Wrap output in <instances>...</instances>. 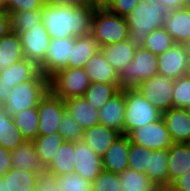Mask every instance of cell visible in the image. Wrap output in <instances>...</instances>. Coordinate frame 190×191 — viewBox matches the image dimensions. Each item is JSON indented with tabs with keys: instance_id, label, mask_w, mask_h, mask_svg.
<instances>
[{
	"instance_id": "7c38bea8",
	"label": "cell",
	"mask_w": 190,
	"mask_h": 191,
	"mask_svg": "<svg viewBox=\"0 0 190 191\" xmlns=\"http://www.w3.org/2000/svg\"><path fill=\"white\" fill-rule=\"evenodd\" d=\"M40 73L39 67L24 58L0 71V101L5 102L10 91L25 81L33 80Z\"/></svg>"
},
{
	"instance_id": "1f68e13d",
	"label": "cell",
	"mask_w": 190,
	"mask_h": 191,
	"mask_svg": "<svg viewBox=\"0 0 190 191\" xmlns=\"http://www.w3.org/2000/svg\"><path fill=\"white\" fill-rule=\"evenodd\" d=\"M120 90V85L93 82L87 87L83 97L92 107L100 110Z\"/></svg>"
},
{
	"instance_id": "8992f818",
	"label": "cell",
	"mask_w": 190,
	"mask_h": 191,
	"mask_svg": "<svg viewBox=\"0 0 190 191\" xmlns=\"http://www.w3.org/2000/svg\"><path fill=\"white\" fill-rule=\"evenodd\" d=\"M125 102L124 135L162 117L137 89H125Z\"/></svg>"
},
{
	"instance_id": "836d02e7",
	"label": "cell",
	"mask_w": 190,
	"mask_h": 191,
	"mask_svg": "<svg viewBox=\"0 0 190 191\" xmlns=\"http://www.w3.org/2000/svg\"><path fill=\"white\" fill-rule=\"evenodd\" d=\"M36 180L37 174L12 168L3 176L6 191H33Z\"/></svg>"
},
{
	"instance_id": "d6986e66",
	"label": "cell",
	"mask_w": 190,
	"mask_h": 191,
	"mask_svg": "<svg viewBox=\"0 0 190 191\" xmlns=\"http://www.w3.org/2000/svg\"><path fill=\"white\" fill-rule=\"evenodd\" d=\"M190 170V144L173 143L168 148L167 186Z\"/></svg>"
},
{
	"instance_id": "f907efd6",
	"label": "cell",
	"mask_w": 190,
	"mask_h": 191,
	"mask_svg": "<svg viewBox=\"0 0 190 191\" xmlns=\"http://www.w3.org/2000/svg\"><path fill=\"white\" fill-rule=\"evenodd\" d=\"M160 1H162L164 4H166L168 12L182 8L183 0H160Z\"/></svg>"
},
{
	"instance_id": "681fc988",
	"label": "cell",
	"mask_w": 190,
	"mask_h": 191,
	"mask_svg": "<svg viewBox=\"0 0 190 191\" xmlns=\"http://www.w3.org/2000/svg\"><path fill=\"white\" fill-rule=\"evenodd\" d=\"M49 4L56 5H70V6H79L88 2L87 0H45Z\"/></svg>"
},
{
	"instance_id": "30bf717a",
	"label": "cell",
	"mask_w": 190,
	"mask_h": 191,
	"mask_svg": "<svg viewBox=\"0 0 190 191\" xmlns=\"http://www.w3.org/2000/svg\"><path fill=\"white\" fill-rule=\"evenodd\" d=\"M39 112L38 136H46L59 130L60 121L66 111L65 102L50 91L37 106Z\"/></svg>"
},
{
	"instance_id": "ac0fdd59",
	"label": "cell",
	"mask_w": 190,
	"mask_h": 191,
	"mask_svg": "<svg viewBox=\"0 0 190 191\" xmlns=\"http://www.w3.org/2000/svg\"><path fill=\"white\" fill-rule=\"evenodd\" d=\"M162 119L173 143L190 142V119L183 108H170L162 113Z\"/></svg>"
},
{
	"instance_id": "7dc6e473",
	"label": "cell",
	"mask_w": 190,
	"mask_h": 191,
	"mask_svg": "<svg viewBox=\"0 0 190 191\" xmlns=\"http://www.w3.org/2000/svg\"><path fill=\"white\" fill-rule=\"evenodd\" d=\"M170 187L174 191H190V170L175 180Z\"/></svg>"
},
{
	"instance_id": "52a82bcc",
	"label": "cell",
	"mask_w": 190,
	"mask_h": 191,
	"mask_svg": "<svg viewBox=\"0 0 190 191\" xmlns=\"http://www.w3.org/2000/svg\"><path fill=\"white\" fill-rule=\"evenodd\" d=\"M49 91L63 101L83 97L90 81L84 68L65 67L49 78Z\"/></svg>"
},
{
	"instance_id": "3957f363",
	"label": "cell",
	"mask_w": 190,
	"mask_h": 191,
	"mask_svg": "<svg viewBox=\"0 0 190 191\" xmlns=\"http://www.w3.org/2000/svg\"><path fill=\"white\" fill-rule=\"evenodd\" d=\"M129 33L125 17L97 6L92 15L91 36L99 47L126 41Z\"/></svg>"
},
{
	"instance_id": "83f0119b",
	"label": "cell",
	"mask_w": 190,
	"mask_h": 191,
	"mask_svg": "<svg viewBox=\"0 0 190 191\" xmlns=\"http://www.w3.org/2000/svg\"><path fill=\"white\" fill-rule=\"evenodd\" d=\"M24 58L19 34L11 30L0 39V71Z\"/></svg>"
},
{
	"instance_id": "91938a15",
	"label": "cell",
	"mask_w": 190,
	"mask_h": 191,
	"mask_svg": "<svg viewBox=\"0 0 190 191\" xmlns=\"http://www.w3.org/2000/svg\"><path fill=\"white\" fill-rule=\"evenodd\" d=\"M187 50L190 53V41L186 44Z\"/></svg>"
},
{
	"instance_id": "74e56055",
	"label": "cell",
	"mask_w": 190,
	"mask_h": 191,
	"mask_svg": "<svg viewBox=\"0 0 190 191\" xmlns=\"http://www.w3.org/2000/svg\"><path fill=\"white\" fill-rule=\"evenodd\" d=\"M152 153L153 149L130 142L128 168L146 174Z\"/></svg>"
},
{
	"instance_id": "6f0895ef",
	"label": "cell",
	"mask_w": 190,
	"mask_h": 191,
	"mask_svg": "<svg viewBox=\"0 0 190 191\" xmlns=\"http://www.w3.org/2000/svg\"><path fill=\"white\" fill-rule=\"evenodd\" d=\"M185 113L187 114V116L190 119V104H188L185 108H183Z\"/></svg>"
},
{
	"instance_id": "7402d4cb",
	"label": "cell",
	"mask_w": 190,
	"mask_h": 191,
	"mask_svg": "<svg viewBox=\"0 0 190 191\" xmlns=\"http://www.w3.org/2000/svg\"><path fill=\"white\" fill-rule=\"evenodd\" d=\"M119 135L118 131L99 123L84 130L83 141L102 158Z\"/></svg>"
},
{
	"instance_id": "4fadbf2b",
	"label": "cell",
	"mask_w": 190,
	"mask_h": 191,
	"mask_svg": "<svg viewBox=\"0 0 190 191\" xmlns=\"http://www.w3.org/2000/svg\"><path fill=\"white\" fill-rule=\"evenodd\" d=\"M158 74L173 80L187 76L190 53L186 44H174L158 55Z\"/></svg>"
},
{
	"instance_id": "f1b7e54d",
	"label": "cell",
	"mask_w": 190,
	"mask_h": 191,
	"mask_svg": "<svg viewBox=\"0 0 190 191\" xmlns=\"http://www.w3.org/2000/svg\"><path fill=\"white\" fill-rule=\"evenodd\" d=\"M25 142L26 139L14 124L13 118L10 117L4 109L0 110V145L12 151Z\"/></svg>"
},
{
	"instance_id": "603a6c76",
	"label": "cell",
	"mask_w": 190,
	"mask_h": 191,
	"mask_svg": "<svg viewBox=\"0 0 190 191\" xmlns=\"http://www.w3.org/2000/svg\"><path fill=\"white\" fill-rule=\"evenodd\" d=\"M164 28L175 43L187 44L190 41V11L179 8L168 12Z\"/></svg>"
},
{
	"instance_id": "9f6ffc18",
	"label": "cell",
	"mask_w": 190,
	"mask_h": 191,
	"mask_svg": "<svg viewBox=\"0 0 190 191\" xmlns=\"http://www.w3.org/2000/svg\"><path fill=\"white\" fill-rule=\"evenodd\" d=\"M108 0H95V5L103 6Z\"/></svg>"
},
{
	"instance_id": "60d3db41",
	"label": "cell",
	"mask_w": 190,
	"mask_h": 191,
	"mask_svg": "<svg viewBox=\"0 0 190 191\" xmlns=\"http://www.w3.org/2000/svg\"><path fill=\"white\" fill-rule=\"evenodd\" d=\"M173 107L185 108L190 104V77H180L173 84Z\"/></svg>"
},
{
	"instance_id": "db71d44e",
	"label": "cell",
	"mask_w": 190,
	"mask_h": 191,
	"mask_svg": "<svg viewBox=\"0 0 190 191\" xmlns=\"http://www.w3.org/2000/svg\"><path fill=\"white\" fill-rule=\"evenodd\" d=\"M155 191H174L170 186L167 187H157Z\"/></svg>"
},
{
	"instance_id": "816d5d0a",
	"label": "cell",
	"mask_w": 190,
	"mask_h": 191,
	"mask_svg": "<svg viewBox=\"0 0 190 191\" xmlns=\"http://www.w3.org/2000/svg\"><path fill=\"white\" fill-rule=\"evenodd\" d=\"M7 13L6 0H0V14Z\"/></svg>"
},
{
	"instance_id": "7a4b0ae2",
	"label": "cell",
	"mask_w": 190,
	"mask_h": 191,
	"mask_svg": "<svg viewBox=\"0 0 190 191\" xmlns=\"http://www.w3.org/2000/svg\"><path fill=\"white\" fill-rule=\"evenodd\" d=\"M168 15L166 4L160 0H140L125 16L129 33L127 40L137 48L145 46V39L156 29L164 27Z\"/></svg>"
},
{
	"instance_id": "e575fe53",
	"label": "cell",
	"mask_w": 190,
	"mask_h": 191,
	"mask_svg": "<svg viewBox=\"0 0 190 191\" xmlns=\"http://www.w3.org/2000/svg\"><path fill=\"white\" fill-rule=\"evenodd\" d=\"M121 191H155L157 186L146 174L132 169H125L119 174Z\"/></svg>"
},
{
	"instance_id": "d6a6232c",
	"label": "cell",
	"mask_w": 190,
	"mask_h": 191,
	"mask_svg": "<svg viewBox=\"0 0 190 191\" xmlns=\"http://www.w3.org/2000/svg\"><path fill=\"white\" fill-rule=\"evenodd\" d=\"M12 118L26 141H33L38 136L39 112L37 107L23 109Z\"/></svg>"
},
{
	"instance_id": "8fae6325",
	"label": "cell",
	"mask_w": 190,
	"mask_h": 191,
	"mask_svg": "<svg viewBox=\"0 0 190 191\" xmlns=\"http://www.w3.org/2000/svg\"><path fill=\"white\" fill-rule=\"evenodd\" d=\"M24 57L40 67L45 61L51 38L44 22L19 34Z\"/></svg>"
},
{
	"instance_id": "5b68a950",
	"label": "cell",
	"mask_w": 190,
	"mask_h": 191,
	"mask_svg": "<svg viewBox=\"0 0 190 191\" xmlns=\"http://www.w3.org/2000/svg\"><path fill=\"white\" fill-rule=\"evenodd\" d=\"M158 75V57L144 47L137 48L131 63L120 73V88L136 89L144 80Z\"/></svg>"
},
{
	"instance_id": "d590c367",
	"label": "cell",
	"mask_w": 190,
	"mask_h": 191,
	"mask_svg": "<svg viewBox=\"0 0 190 191\" xmlns=\"http://www.w3.org/2000/svg\"><path fill=\"white\" fill-rule=\"evenodd\" d=\"M44 6L32 11H18L10 14L12 31L20 34L31 30L34 26L43 22Z\"/></svg>"
},
{
	"instance_id": "277c9868",
	"label": "cell",
	"mask_w": 190,
	"mask_h": 191,
	"mask_svg": "<svg viewBox=\"0 0 190 191\" xmlns=\"http://www.w3.org/2000/svg\"><path fill=\"white\" fill-rule=\"evenodd\" d=\"M48 91L49 80L40 72L33 80L15 86L3 103V109L13 117L23 109L37 107Z\"/></svg>"
},
{
	"instance_id": "680465c9",
	"label": "cell",
	"mask_w": 190,
	"mask_h": 191,
	"mask_svg": "<svg viewBox=\"0 0 190 191\" xmlns=\"http://www.w3.org/2000/svg\"><path fill=\"white\" fill-rule=\"evenodd\" d=\"M187 76L190 77V60H189V66H188V70H187Z\"/></svg>"
},
{
	"instance_id": "9a60e30c",
	"label": "cell",
	"mask_w": 190,
	"mask_h": 191,
	"mask_svg": "<svg viewBox=\"0 0 190 191\" xmlns=\"http://www.w3.org/2000/svg\"><path fill=\"white\" fill-rule=\"evenodd\" d=\"M74 172L93 181L102 172V158L83 140L75 142Z\"/></svg>"
},
{
	"instance_id": "f5cc1de1",
	"label": "cell",
	"mask_w": 190,
	"mask_h": 191,
	"mask_svg": "<svg viewBox=\"0 0 190 191\" xmlns=\"http://www.w3.org/2000/svg\"><path fill=\"white\" fill-rule=\"evenodd\" d=\"M182 8L190 11V0H183Z\"/></svg>"
},
{
	"instance_id": "6da1fadb",
	"label": "cell",
	"mask_w": 190,
	"mask_h": 191,
	"mask_svg": "<svg viewBox=\"0 0 190 191\" xmlns=\"http://www.w3.org/2000/svg\"><path fill=\"white\" fill-rule=\"evenodd\" d=\"M97 5L88 1L79 6L44 4L43 22L51 39L88 35Z\"/></svg>"
},
{
	"instance_id": "4316f807",
	"label": "cell",
	"mask_w": 190,
	"mask_h": 191,
	"mask_svg": "<svg viewBox=\"0 0 190 191\" xmlns=\"http://www.w3.org/2000/svg\"><path fill=\"white\" fill-rule=\"evenodd\" d=\"M75 142L64 141L62 145L57 149L56 154L51 164L46 168L56 176H61L74 172L75 165Z\"/></svg>"
},
{
	"instance_id": "94428289",
	"label": "cell",
	"mask_w": 190,
	"mask_h": 191,
	"mask_svg": "<svg viewBox=\"0 0 190 191\" xmlns=\"http://www.w3.org/2000/svg\"><path fill=\"white\" fill-rule=\"evenodd\" d=\"M3 103L0 101V110H3Z\"/></svg>"
},
{
	"instance_id": "f546056e",
	"label": "cell",
	"mask_w": 190,
	"mask_h": 191,
	"mask_svg": "<svg viewBox=\"0 0 190 191\" xmlns=\"http://www.w3.org/2000/svg\"><path fill=\"white\" fill-rule=\"evenodd\" d=\"M167 165L168 149L153 150L146 175L157 187H167Z\"/></svg>"
},
{
	"instance_id": "8d00e7d4",
	"label": "cell",
	"mask_w": 190,
	"mask_h": 191,
	"mask_svg": "<svg viewBox=\"0 0 190 191\" xmlns=\"http://www.w3.org/2000/svg\"><path fill=\"white\" fill-rule=\"evenodd\" d=\"M174 44L176 43L171 35L164 27H162L160 29L153 30L147 36L144 48L158 56L164 53L168 48H171Z\"/></svg>"
},
{
	"instance_id": "7bdbcfd3",
	"label": "cell",
	"mask_w": 190,
	"mask_h": 191,
	"mask_svg": "<svg viewBox=\"0 0 190 191\" xmlns=\"http://www.w3.org/2000/svg\"><path fill=\"white\" fill-rule=\"evenodd\" d=\"M140 0H108L103 6L111 13L125 17Z\"/></svg>"
},
{
	"instance_id": "d4e9b609",
	"label": "cell",
	"mask_w": 190,
	"mask_h": 191,
	"mask_svg": "<svg viewBox=\"0 0 190 191\" xmlns=\"http://www.w3.org/2000/svg\"><path fill=\"white\" fill-rule=\"evenodd\" d=\"M106 61L119 74L132 62L136 48L128 40L99 47Z\"/></svg>"
},
{
	"instance_id": "9c48e42d",
	"label": "cell",
	"mask_w": 190,
	"mask_h": 191,
	"mask_svg": "<svg viewBox=\"0 0 190 191\" xmlns=\"http://www.w3.org/2000/svg\"><path fill=\"white\" fill-rule=\"evenodd\" d=\"M130 142L153 150L168 149L172 140L162 117L127 134Z\"/></svg>"
},
{
	"instance_id": "5bb4252c",
	"label": "cell",
	"mask_w": 190,
	"mask_h": 191,
	"mask_svg": "<svg viewBox=\"0 0 190 191\" xmlns=\"http://www.w3.org/2000/svg\"><path fill=\"white\" fill-rule=\"evenodd\" d=\"M72 47H74V37L51 39L45 61L39 67L40 72L49 78L56 71L64 69L68 63V56Z\"/></svg>"
},
{
	"instance_id": "c3c4849f",
	"label": "cell",
	"mask_w": 190,
	"mask_h": 191,
	"mask_svg": "<svg viewBox=\"0 0 190 191\" xmlns=\"http://www.w3.org/2000/svg\"><path fill=\"white\" fill-rule=\"evenodd\" d=\"M11 20L8 13L0 14V39L11 31Z\"/></svg>"
},
{
	"instance_id": "ba28073f",
	"label": "cell",
	"mask_w": 190,
	"mask_h": 191,
	"mask_svg": "<svg viewBox=\"0 0 190 191\" xmlns=\"http://www.w3.org/2000/svg\"><path fill=\"white\" fill-rule=\"evenodd\" d=\"M173 84V79L158 74L142 81L136 89L153 107L163 113L173 108Z\"/></svg>"
},
{
	"instance_id": "6125c7cd",
	"label": "cell",
	"mask_w": 190,
	"mask_h": 191,
	"mask_svg": "<svg viewBox=\"0 0 190 191\" xmlns=\"http://www.w3.org/2000/svg\"><path fill=\"white\" fill-rule=\"evenodd\" d=\"M87 1H90V2H92L95 5V0H87Z\"/></svg>"
},
{
	"instance_id": "bcb514c9",
	"label": "cell",
	"mask_w": 190,
	"mask_h": 191,
	"mask_svg": "<svg viewBox=\"0 0 190 191\" xmlns=\"http://www.w3.org/2000/svg\"><path fill=\"white\" fill-rule=\"evenodd\" d=\"M11 152L0 145V176H4L11 168Z\"/></svg>"
},
{
	"instance_id": "11a10c76",
	"label": "cell",
	"mask_w": 190,
	"mask_h": 191,
	"mask_svg": "<svg viewBox=\"0 0 190 191\" xmlns=\"http://www.w3.org/2000/svg\"><path fill=\"white\" fill-rule=\"evenodd\" d=\"M0 191H6L5 183L3 182V176H0Z\"/></svg>"
},
{
	"instance_id": "cb8c5ba5",
	"label": "cell",
	"mask_w": 190,
	"mask_h": 191,
	"mask_svg": "<svg viewBox=\"0 0 190 191\" xmlns=\"http://www.w3.org/2000/svg\"><path fill=\"white\" fill-rule=\"evenodd\" d=\"M66 111L73 116L83 130L99 124V110L95 109L84 97L65 100Z\"/></svg>"
},
{
	"instance_id": "484cf974",
	"label": "cell",
	"mask_w": 190,
	"mask_h": 191,
	"mask_svg": "<svg viewBox=\"0 0 190 191\" xmlns=\"http://www.w3.org/2000/svg\"><path fill=\"white\" fill-rule=\"evenodd\" d=\"M98 50L99 46L91 34L74 37V47L68 56L66 67L84 68L86 61Z\"/></svg>"
},
{
	"instance_id": "44dd1931",
	"label": "cell",
	"mask_w": 190,
	"mask_h": 191,
	"mask_svg": "<svg viewBox=\"0 0 190 191\" xmlns=\"http://www.w3.org/2000/svg\"><path fill=\"white\" fill-rule=\"evenodd\" d=\"M10 152L12 169L23 170L35 174H39L45 170V167L42 165L36 153L33 141H26Z\"/></svg>"
},
{
	"instance_id": "ee69618b",
	"label": "cell",
	"mask_w": 190,
	"mask_h": 191,
	"mask_svg": "<svg viewBox=\"0 0 190 191\" xmlns=\"http://www.w3.org/2000/svg\"><path fill=\"white\" fill-rule=\"evenodd\" d=\"M45 3V0H7V13L40 9Z\"/></svg>"
},
{
	"instance_id": "2e32d148",
	"label": "cell",
	"mask_w": 190,
	"mask_h": 191,
	"mask_svg": "<svg viewBox=\"0 0 190 191\" xmlns=\"http://www.w3.org/2000/svg\"><path fill=\"white\" fill-rule=\"evenodd\" d=\"M125 90H120L99 110V123L124 134Z\"/></svg>"
},
{
	"instance_id": "f35d334b",
	"label": "cell",
	"mask_w": 190,
	"mask_h": 191,
	"mask_svg": "<svg viewBox=\"0 0 190 191\" xmlns=\"http://www.w3.org/2000/svg\"><path fill=\"white\" fill-rule=\"evenodd\" d=\"M60 191H92V181L73 172L57 176Z\"/></svg>"
},
{
	"instance_id": "ab89813d",
	"label": "cell",
	"mask_w": 190,
	"mask_h": 191,
	"mask_svg": "<svg viewBox=\"0 0 190 191\" xmlns=\"http://www.w3.org/2000/svg\"><path fill=\"white\" fill-rule=\"evenodd\" d=\"M58 133L64 141L83 140L84 130L81 128L77 120L65 111L61 121Z\"/></svg>"
},
{
	"instance_id": "e0dca14e",
	"label": "cell",
	"mask_w": 190,
	"mask_h": 191,
	"mask_svg": "<svg viewBox=\"0 0 190 191\" xmlns=\"http://www.w3.org/2000/svg\"><path fill=\"white\" fill-rule=\"evenodd\" d=\"M129 149L128 136L120 134L102 157L103 169L117 174L127 169Z\"/></svg>"
},
{
	"instance_id": "f6af8a7d",
	"label": "cell",
	"mask_w": 190,
	"mask_h": 191,
	"mask_svg": "<svg viewBox=\"0 0 190 191\" xmlns=\"http://www.w3.org/2000/svg\"><path fill=\"white\" fill-rule=\"evenodd\" d=\"M35 189L37 191H60L57 176L45 169L43 172L37 174Z\"/></svg>"
},
{
	"instance_id": "b9f144b4",
	"label": "cell",
	"mask_w": 190,
	"mask_h": 191,
	"mask_svg": "<svg viewBox=\"0 0 190 191\" xmlns=\"http://www.w3.org/2000/svg\"><path fill=\"white\" fill-rule=\"evenodd\" d=\"M92 191H121L119 174L103 170L92 181Z\"/></svg>"
},
{
	"instance_id": "4dcf8cb0",
	"label": "cell",
	"mask_w": 190,
	"mask_h": 191,
	"mask_svg": "<svg viewBox=\"0 0 190 191\" xmlns=\"http://www.w3.org/2000/svg\"><path fill=\"white\" fill-rule=\"evenodd\" d=\"M63 142L64 140L58 132L46 136H37L33 140L36 153L45 169L51 164L57 149Z\"/></svg>"
},
{
	"instance_id": "ffe728a7",
	"label": "cell",
	"mask_w": 190,
	"mask_h": 191,
	"mask_svg": "<svg viewBox=\"0 0 190 191\" xmlns=\"http://www.w3.org/2000/svg\"><path fill=\"white\" fill-rule=\"evenodd\" d=\"M84 71L90 83L100 82L105 84L120 85L118 73L106 61L100 50L93 54L84 66Z\"/></svg>"
}]
</instances>
